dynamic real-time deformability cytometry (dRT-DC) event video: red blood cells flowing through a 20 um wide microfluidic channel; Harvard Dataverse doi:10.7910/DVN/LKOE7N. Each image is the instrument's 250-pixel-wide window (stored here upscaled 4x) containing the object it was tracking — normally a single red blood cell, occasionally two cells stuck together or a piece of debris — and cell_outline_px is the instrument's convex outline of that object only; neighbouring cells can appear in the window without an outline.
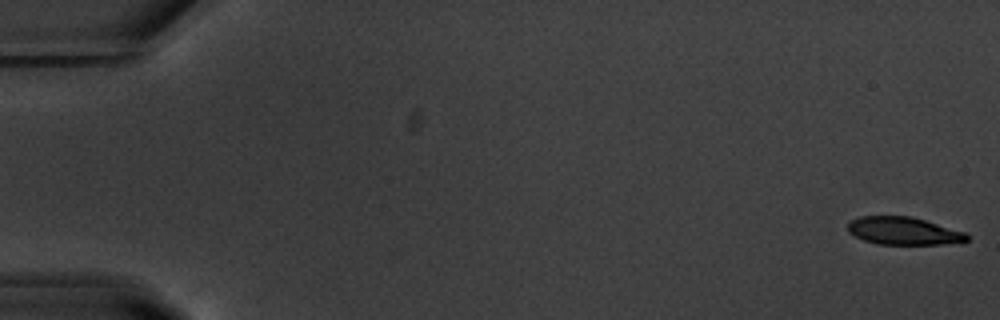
{"species": "common noctule bat (a hibernating species)", "species_latin": "Nyctalus noctula", "temperature_condition": "warm", "stored_images_in_passage": 55, "camera_frame_rate_fps": 3000, "um_per_image_px": 0.085, "animal": {"sex": "male", "body_mass_g": 20.1, "forearm_length_mm": 53.5}, "frame": {"image": 1, "passage_image": 1, "time_ms": 0.0, "image_size_px": [1000, 320], "cell_outline_px": [[968, 240], [964, 244], [876, 244], [864, 240], [848, 232], [848, 224], [852, 220], [860, 216], [912, 216], [968, 232]], "centroid_in_image_um": [76.9, 19.63], "position_along_channel_um": 8.1, "area_um2": 19.59}}
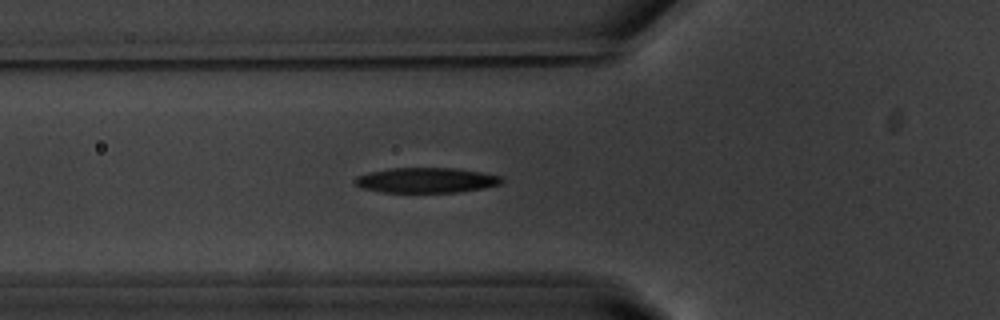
{"frame": {"image": 2, "passage_image": 20, "time_ms": 6.333, "image_size_px": [1000, 320], "cell_outline_px": [[504, 180], [500, 184], [484, 188], [460, 192], [380, 192], [360, 188], [352, 180], [356, 176], [372, 172], [392, 168], [456, 168], [504, 176]], "centroid_in_image_um": [36.25, 15.32], "position_along_channel_um": 89.6, "area_um2": 21.62}}
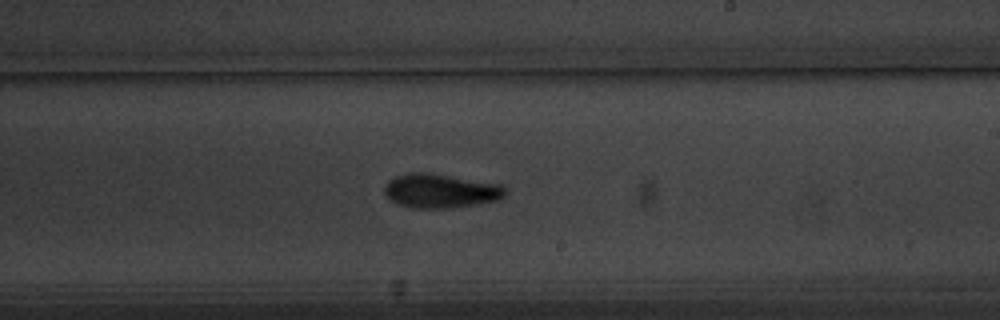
{"frame": {"image": 3, "passage_image": 33, "time_ms": 10.667, "image_size_px": [1000, 320], "cell_outline_px": [[504, 196], [500, 200], [476, 204], [448, 208], [416, 208], [396, 204], [388, 200], [384, 192], [384, 188], [388, 180], [396, 176], [408, 172], [424, 172], [500, 184], [504, 188]], "centroid_in_image_um": [37.38, 16.23], "position_along_channel_um": 251.6, "area_um2": 23.93}, "authors_computed_cell_mechanics": {"area_um2": 21.9062, "velocity_mm_per_s": 3.7251, "shape_relaxation_time_tau1_ms": 3.0539, "shape_relaxation_time_tau2_ms": 6.7278, "deformation_change_tau1": 0.1643, "deformation_change_tau2": 0.1573}}